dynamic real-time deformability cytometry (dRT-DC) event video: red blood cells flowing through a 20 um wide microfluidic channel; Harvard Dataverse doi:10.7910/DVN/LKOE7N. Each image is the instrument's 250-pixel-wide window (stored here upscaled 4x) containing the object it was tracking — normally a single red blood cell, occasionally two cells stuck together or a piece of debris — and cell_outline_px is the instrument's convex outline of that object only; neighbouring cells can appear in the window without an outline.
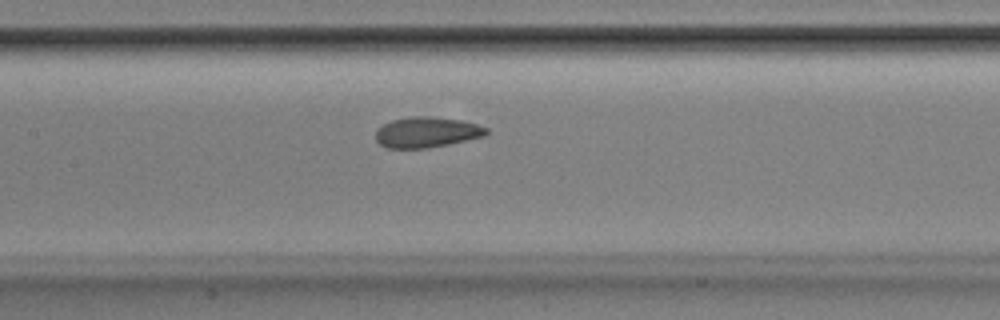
{"species": "Egyptian fruit bat (a non-hibernating species)", "species_latin": "Rousettus aegyptiacus", "temperature_condition": "room temperature", "stored_images_in_passage": 41, "camera_frame_rate_fps": 3000, "um_per_image_px": 0.085, "animal": {"sex": "male"}, "frame": {"image": 1, "passage_image": 20, "time_ms": 6.333, "image_size_px": [1000, 320], "cell_outline_px": [[488, 132], [484, 136], [448, 144], [428, 148], [384, 148], [376, 140], [376, 128], [392, 120], [408, 116], [424, 116], [464, 120], [488, 128]], "centroid_in_image_um": [36.25, 11.24], "position_along_channel_um": 171.2, "area_um2": 19.77}}
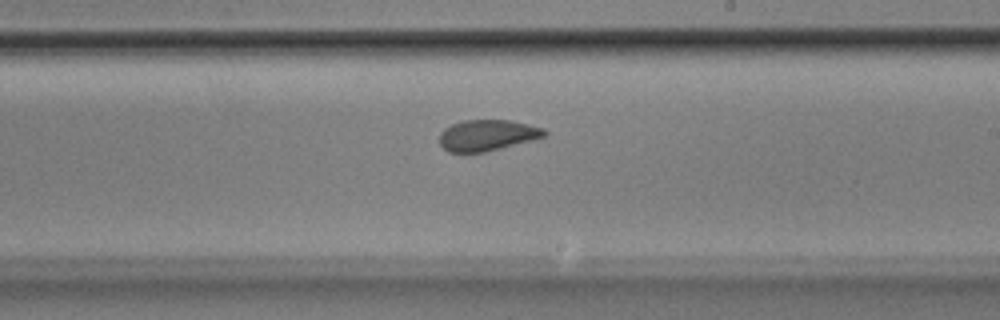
{"frame": {"image": 2, "passage_image": 26, "time_ms": 8.333, "image_size_px": [1000, 320], "cell_outline_px": [[548, 132], [544, 136], [532, 140], [484, 152], [448, 152], [440, 144], [440, 132], [444, 128], [452, 124], [464, 120], [512, 120], [544, 128]], "centroid_in_image_um": [41.41, 11.48], "position_along_channel_um": 247.6, "area_um2": 18.9}}
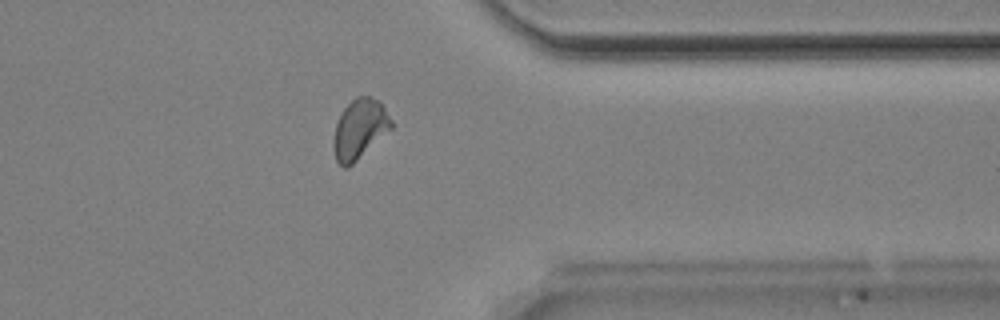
{"frame": {"image": 3, "passage_image": 37, "time_ms": 12.0, "image_size_px": [1000, 320], "cell_outline_px": [[392, 128], [348, 168], [344, 168], [336, 160], [332, 148], [332, 140], [336, 124], [340, 112], [356, 96], [368, 96], [380, 100], [392, 120]], "centroid_in_image_um": [30.54, 10.96], "position_along_channel_um": 380.9, "area_um2": 20.23}, "authors_computed_cell_mechanics": {"area_um2": 20.0566, "velocity_mm_per_s": 3.8418, "shape_relaxation_time_tau1_ms": 10.4096, "shape_relaxation_time_tau2_ms": 1.8236, "deformation_change_tau1": 0.176, "deformation_change_tau2": 0.0601}}